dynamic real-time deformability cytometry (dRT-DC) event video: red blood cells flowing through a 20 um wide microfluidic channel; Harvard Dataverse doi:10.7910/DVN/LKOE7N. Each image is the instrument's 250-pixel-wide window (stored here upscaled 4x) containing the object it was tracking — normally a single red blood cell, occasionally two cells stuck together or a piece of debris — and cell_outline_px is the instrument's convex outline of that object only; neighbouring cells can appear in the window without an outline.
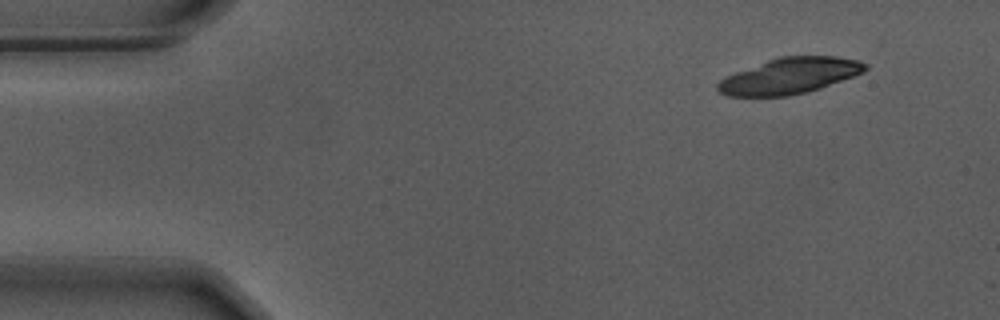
{"species": "Egyptian fruit bat (a non-hibernating species)", "species_latin": "Rousettus aegyptiacus", "temperature_condition": "warm", "stored_images_in_passage": 14, "camera_frame_rate_fps": 3000, "um_per_image_px": 0.085, "animal": {"sex": "male"}, "frame": {"image": 1, "passage_image": 1, "time_ms": 0.0, "image_size_px": [1000, 320], "cell_outline_px": [[868, 68], [864, 72], [820, 88], [808, 92], [788, 96], [728, 96], [720, 92], [716, 88], [716, 84], [720, 80], [736, 72], [768, 60], [780, 56], [836, 56], [856, 60], [868, 64]], "centroid_in_image_um": [67.13, 6.45], "position_along_channel_um": 17.9, "area_um2": 30.63}}